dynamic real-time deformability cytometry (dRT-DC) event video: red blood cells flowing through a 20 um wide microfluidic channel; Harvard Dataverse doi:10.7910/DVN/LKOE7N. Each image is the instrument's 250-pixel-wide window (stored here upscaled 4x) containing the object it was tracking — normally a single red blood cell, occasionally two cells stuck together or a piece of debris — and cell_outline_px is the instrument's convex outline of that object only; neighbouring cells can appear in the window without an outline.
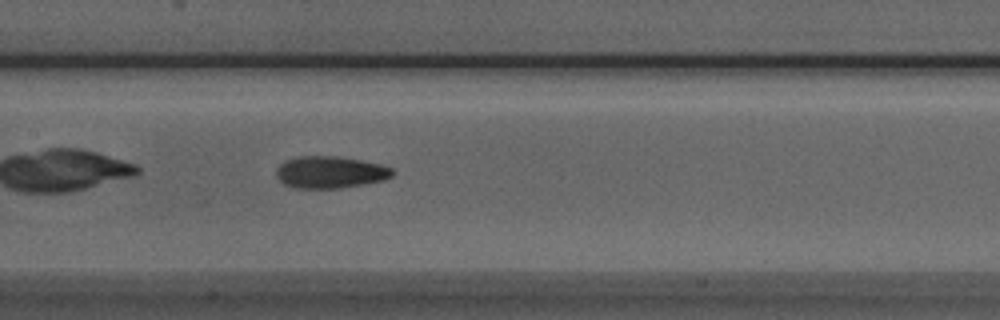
{"species": "Egyptian fruit bat (a non-hibernating species)", "species_latin": "Rousettus aegyptiacus", "temperature_condition": "room temperature", "stored_images_in_passage": 38, "segment_of_instrument_passage": [1, 2], "camera_frame_rate_fps": 3000, "um_per_image_px": 0.085, "animal": {"sex": "male"}, "frame": {"image": 1, "passage_image": 10, "time_ms": 3.0, "image_size_px": [1000, 320], "cell_outline_px": [[396, 172], [392, 176], [384, 180], [364, 184], [340, 188], [292, 188], [284, 184], [276, 176], [276, 168], [284, 160], [296, 156], [336, 156], [360, 160], [380, 164], [392, 168]], "centroid_in_image_um": [28.05, 14.64], "position_along_channel_um": 179.4, "area_um2": 21.85}}
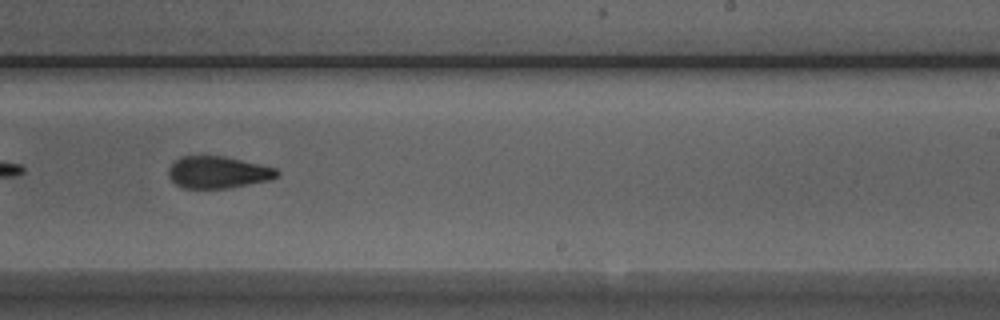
{"frame": {"image": 2, "passage_image": 17, "time_ms": 5.333, "image_size_px": [1000, 320], "cell_outline_px": [[280, 172], [272, 180], [228, 188], [180, 188], [168, 176], [168, 168], [180, 156], [224, 156], [260, 164], [276, 168]], "centroid_in_image_um": [18.52, 14.65], "position_along_channel_um": 270.5, "area_um2": 20.29}}
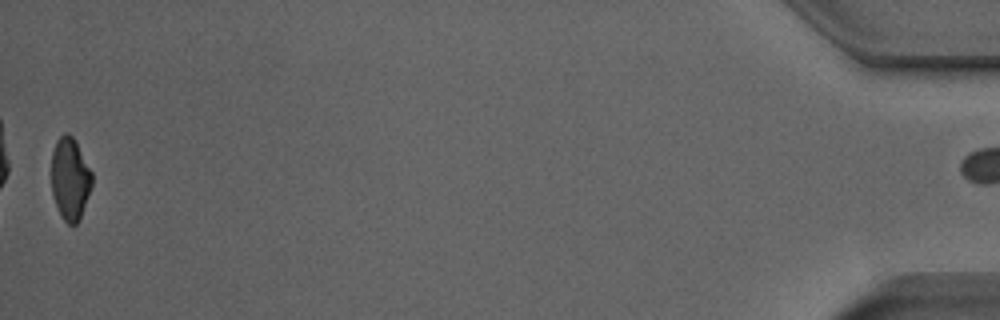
{"frame": {"image": 3, "passage_image": 37, "time_ms": 12.0, "image_size_px": [1000, 320], "cell_outline_px": [[92, 184], [80, 220], [76, 224], [68, 224], [60, 216], [52, 196], [52, 152], [56, 140], [64, 132], [68, 132], [72, 136], [92, 172]], "centroid_in_image_um": [5.94, 15.21], "position_along_channel_um": 429.3, "area_um2": 19.48}}